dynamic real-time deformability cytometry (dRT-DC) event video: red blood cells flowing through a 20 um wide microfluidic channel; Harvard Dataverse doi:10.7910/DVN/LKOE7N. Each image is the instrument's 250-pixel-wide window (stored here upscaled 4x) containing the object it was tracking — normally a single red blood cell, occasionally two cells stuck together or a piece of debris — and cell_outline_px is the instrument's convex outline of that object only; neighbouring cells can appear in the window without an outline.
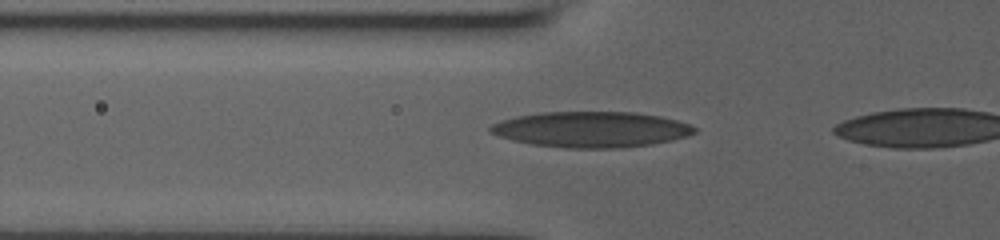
{"species": "human", "species_latin": "Homo sapiens", "temperature_condition": "room temperature", "stored_images_in_passage": 4, "camera_frame_rate_fps": 3000, "um_per_image_px": 0.085, "donor": {"sex": "male"}, "frame": {"image": 1, "passage_image": 3, "time_ms": 1.667, "image_size_px": [1000, 240], "cell_outline_px": [[696, 132], [688, 136], [672, 140], [652, 144], [616, 148], [564, 148], [532, 144], [512, 140], [496, 136], [488, 132], [488, 128], [492, 124], [500, 120], [516, 116], [540, 112], [636, 112], [660, 116], [676, 120], [688, 124], [696, 128]], "centroid_in_image_um": [50.21, 11.0], "position_along_channel_um": 75.6, "area_um2": 42.71}}